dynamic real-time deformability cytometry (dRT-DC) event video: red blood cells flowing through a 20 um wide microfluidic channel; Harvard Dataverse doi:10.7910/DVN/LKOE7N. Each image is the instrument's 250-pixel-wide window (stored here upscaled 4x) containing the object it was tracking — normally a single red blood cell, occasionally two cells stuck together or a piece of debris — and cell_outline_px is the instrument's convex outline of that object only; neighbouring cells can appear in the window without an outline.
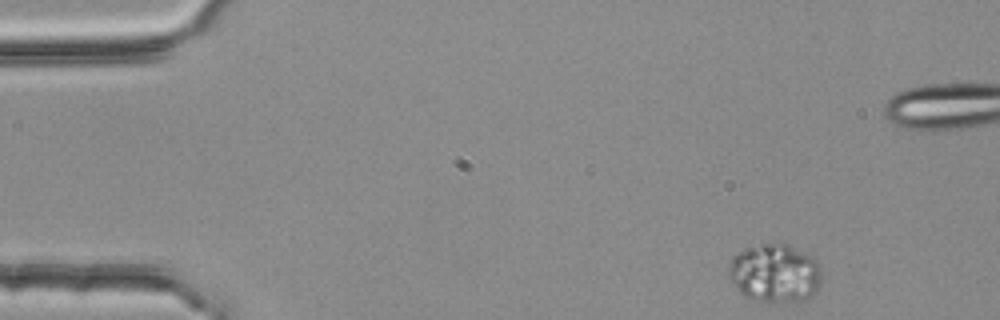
{"species": "common noctule bat (a hibernating species)", "species_latin": "Nyctalus noctula", "temperature_condition": "room temperature", "stored_images_in_passage": 51, "camera_frame_rate_fps": 3000, "um_per_image_px": 0.085, "animal": {"sex": "female", "body_mass_g": 25.1}, "frame": {"image": 1, "passage_image": 1, "time_ms": 0.0, "image_size_px": [1000, 320], "cell_outline_px": [[820, 284], [816, 292], [812, 296], [804, 300], [788, 304], [784, 304], [760, 300], [744, 296], [740, 292], [728, 276], [728, 268], [732, 256], [744, 248], [760, 244], [788, 244], [816, 256], [820, 268]], "centroid_in_image_um": [65.9, 23.22], "position_along_channel_um": 19.1, "area_um2": 32.31}}
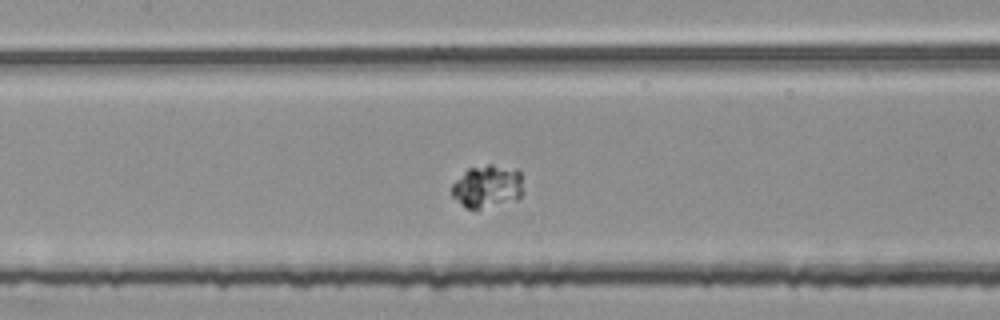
{"frame": {"image": 2, "passage_image": 21, "time_ms": 6.667, "image_size_px": [1000, 320], "cell_outline_px": [[520, 200], [480, 208], [468, 208], [452, 196], [452, 184], [468, 168], [488, 164], [492, 164], [516, 168], [520, 172]], "centroid_in_image_um": [41.43, 15.82], "position_along_channel_um": 166.0, "area_um2": 17.57}}
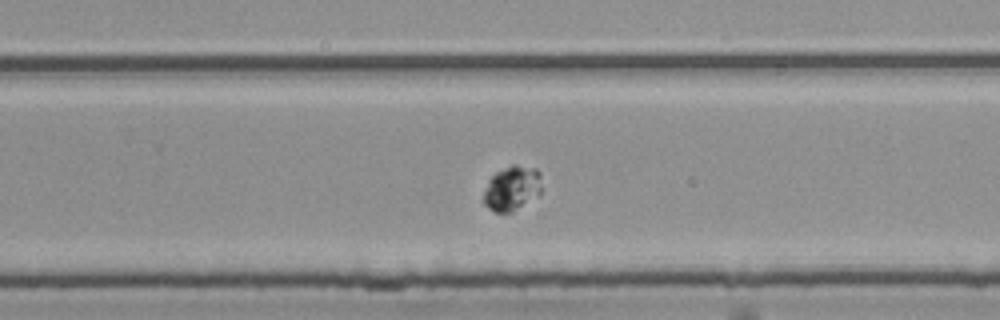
{"frame": {"image": 3, "passage_image": 31, "time_ms": 10.0, "image_size_px": [1000, 320], "cell_outline_px": [[540, 196], [512, 212], [496, 212], [488, 208], [484, 204], [484, 192], [488, 180], [496, 172], [512, 164], [516, 164], [536, 168], [540, 172]], "centroid_in_image_um": [43.54, 16.0], "position_along_channel_um": 286.3, "area_um2": 15.26}, "authors_computed_cell_mechanics": {"area_um2": 17.3978, "velocity_mm_per_s": 3.6336, "shape_relaxation_time_tau1_ms": 2.0726, "shape_relaxation_time_tau2_ms": null, "deformation_change_tau1": 0.0705, "deformation_change_tau2": null}}